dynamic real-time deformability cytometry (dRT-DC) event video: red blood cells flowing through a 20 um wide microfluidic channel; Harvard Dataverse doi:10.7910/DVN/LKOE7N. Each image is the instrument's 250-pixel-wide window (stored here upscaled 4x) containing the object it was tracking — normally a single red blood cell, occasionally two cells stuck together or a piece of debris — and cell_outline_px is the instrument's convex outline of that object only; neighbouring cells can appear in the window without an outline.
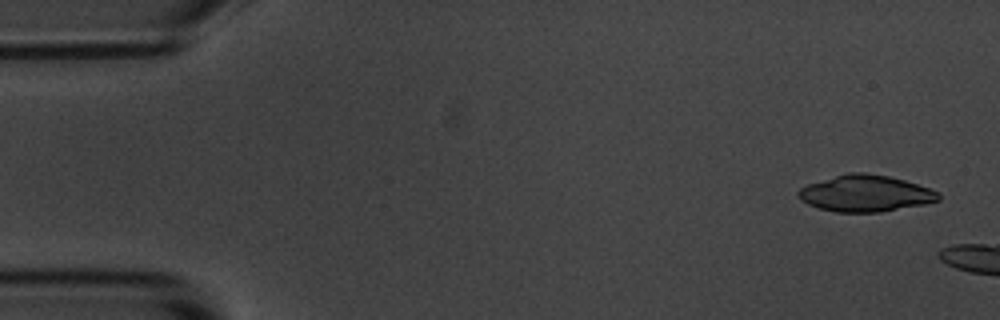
{"species": "common noctule bat (a hibernating species)", "species_latin": "Nyctalus noctula", "temperature_condition": "room temperature", "stored_images_in_passage": 3, "camera_frame_rate_fps": 3000, "um_per_image_px": 0.085, "animal": {"sex": "male", "body_mass_g": 20.1, "forearm_length_mm": 53.5}, "frame": {"image": 1, "passage_image": 1, "time_ms": 0.0, "image_size_px": [1000, 320], "cell_outline_px": [[940, 200], [924, 204], [880, 212], [836, 212], [820, 208], [808, 204], [796, 196], [796, 192], [800, 188], [808, 184], [848, 172], [864, 172], [888, 176], [904, 180], [940, 192]], "centroid_in_image_um": [73.55, 16.44], "position_along_channel_um": 11.5, "area_um2": 29.65}}